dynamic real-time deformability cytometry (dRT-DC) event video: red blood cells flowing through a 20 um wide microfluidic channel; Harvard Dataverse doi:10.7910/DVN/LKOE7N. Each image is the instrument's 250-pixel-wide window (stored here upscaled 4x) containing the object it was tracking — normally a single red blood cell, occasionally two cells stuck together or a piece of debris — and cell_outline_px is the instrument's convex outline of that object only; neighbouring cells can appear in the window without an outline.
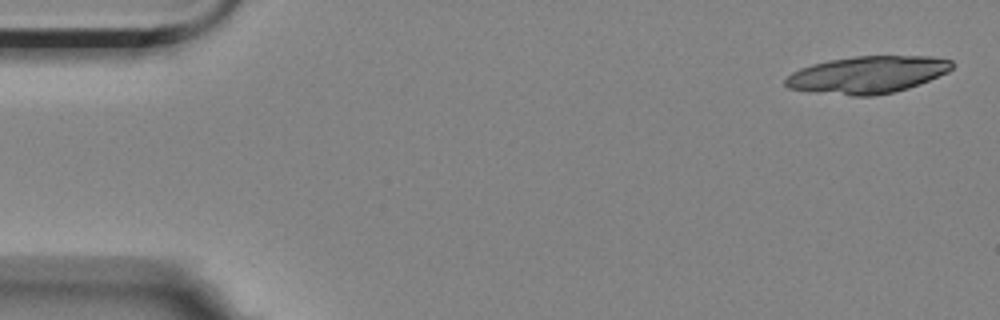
{"species": "Egyptian fruit bat (a non-hibernating species)", "species_latin": "Rousettus aegyptiacus", "temperature_condition": "room temperature", "stored_images_in_passage": 6, "camera_frame_rate_fps": 3000, "um_per_image_px": 0.085, "animal": {"sex": "female"}, "frame": {"image": 1, "passage_image": 1, "time_ms": 0.0, "image_size_px": [1000, 320], "cell_outline_px": [[956, 64], [948, 72], [920, 84], [908, 88], [892, 92], [872, 96], [852, 96], [812, 92], [788, 88], [784, 84], [784, 80], [792, 72], [800, 68], [812, 64], [828, 60], [856, 56], [932, 56], [952, 60]], "centroid_in_image_um": [73.74, 6.35], "position_along_channel_um": 11.3, "area_um2": 36.3}}
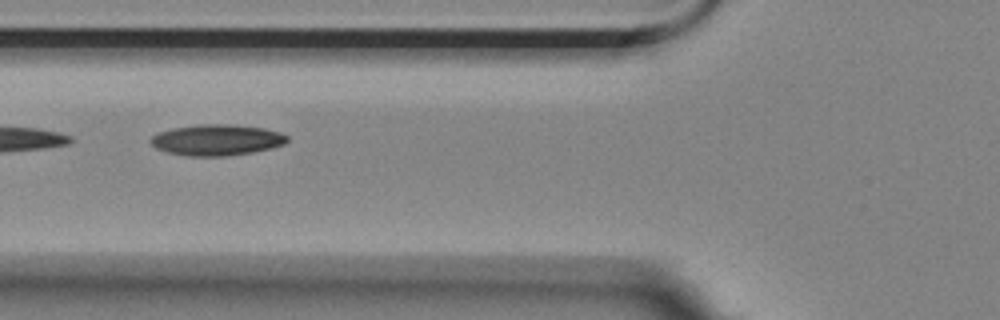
{"frame": {"image": 2, "passage_image": 6, "time_ms": 6.333, "image_size_px": [1000, 320], "cell_outline_px": [[288, 140], [284, 144], [272, 148], [252, 152], [228, 156], [188, 156], [168, 152], [156, 148], [148, 140], [156, 132], [172, 128], [200, 124], [228, 124], [264, 128], [280, 132], [288, 136]], "centroid_in_image_um": [18.41, 11.89], "position_along_channel_um": 107.4, "area_um2": 24.8}}